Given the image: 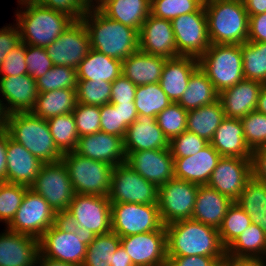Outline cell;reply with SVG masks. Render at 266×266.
<instances>
[{
    "mask_svg": "<svg viewBox=\"0 0 266 266\" xmlns=\"http://www.w3.org/2000/svg\"><path fill=\"white\" fill-rule=\"evenodd\" d=\"M165 228L167 256L226 257L216 228L193 219L180 220Z\"/></svg>",
    "mask_w": 266,
    "mask_h": 266,
    "instance_id": "cell-1",
    "label": "cell"
},
{
    "mask_svg": "<svg viewBox=\"0 0 266 266\" xmlns=\"http://www.w3.org/2000/svg\"><path fill=\"white\" fill-rule=\"evenodd\" d=\"M81 20L88 30L91 49L121 61L139 50V32L108 18L99 9L90 8Z\"/></svg>",
    "mask_w": 266,
    "mask_h": 266,
    "instance_id": "cell-2",
    "label": "cell"
},
{
    "mask_svg": "<svg viewBox=\"0 0 266 266\" xmlns=\"http://www.w3.org/2000/svg\"><path fill=\"white\" fill-rule=\"evenodd\" d=\"M211 44L247 42L249 15L242 0H204Z\"/></svg>",
    "mask_w": 266,
    "mask_h": 266,
    "instance_id": "cell-3",
    "label": "cell"
},
{
    "mask_svg": "<svg viewBox=\"0 0 266 266\" xmlns=\"http://www.w3.org/2000/svg\"><path fill=\"white\" fill-rule=\"evenodd\" d=\"M96 235L81 227H71L61 218L39 238V256L82 266L87 246Z\"/></svg>",
    "mask_w": 266,
    "mask_h": 266,
    "instance_id": "cell-4",
    "label": "cell"
},
{
    "mask_svg": "<svg viewBox=\"0 0 266 266\" xmlns=\"http://www.w3.org/2000/svg\"><path fill=\"white\" fill-rule=\"evenodd\" d=\"M6 130L13 140L44 164L61 161L63 154L54 143L47 120L32 112L12 113L9 114Z\"/></svg>",
    "mask_w": 266,
    "mask_h": 266,
    "instance_id": "cell-5",
    "label": "cell"
},
{
    "mask_svg": "<svg viewBox=\"0 0 266 266\" xmlns=\"http://www.w3.org/2000/svg\"><path fill=\"white\" fill-rule=\"evenodd\" d=\"M17 12L21 41L27 45L46 48L73 23V19L41 4H28Z\"/></svg>",
    "mask_w": 266,
    "mask_h": 266,
    "instance_id": "cell-6",
    "label": "cell"
},
{
    "mask_svg": "<svg viewBox=\"0 0 266 266\" xmlns=\"http://www.w3.org/2000/svg\"><path fill=\"white\" fill-rule=\"evenodd\" d=\"M198 61L218 93L244 79L241 45L211 44Z\"/></svg>",
    "mask_w": 266,
    "mask_h": 266,
    "instance_id": "cell-7",
    "label": "cell"
},
{
    "mask_svg": "<svg viewBox=\"0 0 266 266\" xmlns=\"http://www.w3.org/2000/svg\"><path fill=\"white\" fill-rule=\"evenodd\" d=\"M74 192L84 195L108 196L114 166L82 157L76 152L63 154Z\"/></svg>",
    "mask_w": 266,
    "mask_h": 266,
    "instance_id": "cell-8",
    "label": "cell"
},
{
    "mask_svg": "<svg viewBox=\"0 0 266 266\" xmlns=\"http://www.w3.org/2000/svg\"><path fill=\"white\" fill-rule=\"evenodd\" d=\"M60 218L69 226L85 228L96 236L112 231L111 202L108 196L75 193Z\"/></svg>",
    "mask_w": 266,
    "mask_h": 266,
    "instance_id": "cell-9",
    "label": "cell"
},
{
    "mask_svg": "<svg viewBox=\"0 0 266 266\" xmlns=\"http://www.w3.org/2000/svg\"><path fill=\"white\" fill-rule=\"evenodd\" d=\"M59 219L49 203L29 187L7 229L39 239Z\"/></svg>",
    "mask_w": 266,
    "mask_h": 266,
    "instance_id": "cell-10",
    "label": "cell"
},
{
    "mask_svg": "<svg viewBox=\"0 0 266 266\" xmlns=\"http://www.w3.org/2000/svg\"><path fill=\"white\" fill-rule=\"evenodd\" d=\"M159 188L128 164L113 168L108 198L111 203L158 204Z\"/></svg>",
    "mask_w": 266,
    "mask_h": 266,
    "instance_id": "cell-11",
    "label": "cell"
},
{
    "mask_svg": "<svg viewBox=\"0 0 266 266\" xmlns=\"http://www.w3.org/2000/svg\"><path fill=\"white\" fill-rule=\"evenodd\" d=\"M112 232L119 237L159 230L158 204L111 203Z\"/></svg>",
    "mask_w": 266,
    "mask_h": 266,
    "instance_id": "cell-12",
    "label": "cell"
},
{
    "mask_svg": "<svg viewBox=\"0 0 266 266\" xmlns=\"http://www.w3.org/2000/svg\"><path fill=\"white\" fill-rule=\"evenodd\" d=\"M30 188L40 194L59 217L66 212L75 195L67 168L62 161L43 164Z\"/></svg>",
    "mask_w": 266,
    "mask_h": 266,
    "instance_id": "cell-13",
    "label": "cell"
},
{
    "mask_svg": "<svg viewBox=\"0 0 266 266\" xmlns=\"http://www.w3.org/2000/svg\"><path fill=\"white\" fill-rule=\"evenodd\" d=\"M198 187L175 177L159 187L158 209L163 225L191 219Z\"/></svg>",
    "mask_w": 266,
    "mask_h": 266,
    "instance_id": "cell-14",
    "label": "cell"
},
{
    "mask_svg": "<svg viewBox=\"0 0 266 266\" xmlns=\"http://www.w3.org/2000/svg\"><path fill=\"white\" fill-rule=\"evenodd\" d=\"M180 56L200 58L211 45L204 4L196 11L171 20Z\"/></svg>",
    "mask_w": 266,
    "mask_h": 266,
    "instance_id": "cell-15",
    "label": "cell"
},
{
    "mask_svg": "<svg viewBox=\"0 0 266 266\" xmlns=\"http://www.w3.org/2000/svg\"><path fill=\"white\" fill-rule=\"evenodd\" d=\"M53 65L77 69L91 50L90 37L82 20L73 23L46 48Z\"/></svg>",
    "mask_w": 266,
    "mask_h": 266,
    "instance_id": "cell-16",
    "label": "cell"
},
{
    "mask_svg": "<svg viewBox=\"0 0 266 266\" xmlns=\"http://www.w3.org/2000/svg\"><path fill=\"white\" fill-rule=\"evenodd\" d=\"M120 244L134 266H166V228L157 231L120 237Z\"/></svg>",
    "mask_w": 266,
    "mask_h": 266,
    "instance_id": "cell-17",
    "label": "cell"
},
{
    "mask_svg": "<svg viewBox=\"0 0 266 266\" xmlns=\"http://www.w3.org/2000/svg\"><path fill=\"white\" fill-rule=\"evenodd\" d=\"M126 153V164L158 188L174 178L170 148Z\"/></svg>",
    "mask_w": 266,
    "mask_h": 266,
    "instance_id": "cell-18",
    "label": "cell"
},
{
    "mask_svg": "<svg viewBox=\"0 0 266 266\" xmlns=\"http://www.w3.org/2000/svg\"><path fill=\"white\" fill-rule=\"evenodd\" d=\"M250 178V159L222 156L207 185L235 202Z\"/></svg>",
    "mask_w": 266,
    "mask_h": 266,
    "instance_id": "cell-19",
    "label": "cell"
},
{
    "mask_svg": "<svg viewBox=\"0 0 266 266\" xmlns=\"http://www.w3.org/2000/svg\"><path fill=\"white\" fill-rule=\"evenodd\" d=\"M139 50L167 59L179 57L171 21L149 14L139 31Z\"/></svg>",
    "mask_w": 266,
    "mask_h": 266,
    "instance_id": "cell-20",
    "label": "cell"
},
{
    "mask_svg": "<svg viewBox=\"0 0 266 266\" xmlns=\"http://www.w3.org/2000/svg\"><path fill=\"white\" fill-rule=\"evenodd\" d=\"M82 157L117 166L126 162L123 138L99 131L80 136L74 150Z\"/></svg>",
    "mask_w": 266,
    "mask_h": 266,
    "instance_id": "cell-21",
    "label": "cell"
},
{
    "mask_svg": "<svg viewBox=\"0 0 266 266\" xmlns=\"http://www.w3.org/2000/svg\"><path fill=\"white\" fill-rule=\"evenodd\" d=\"M39 239L10 231L0 234V266H37Z\"/></svg>",
    "mask_w": 266,
    "mask_h": 266,
    "instance_id": "cell-22",
    "label": "cell"
},
{
    "mask_svg": "<svg viewBox=\"0 0 266 266\" xmlns=\"http://www.w3.org/2000/svg\"><path fill=\"white\" fill-rule=\"evenodd\" d=\"M6 156V182L31 187L44 163L13 140L8 131Z\"/></svg>",
    "mask_w": 266,
    "mask_h": 266,
    "instance_id": "cell-23",
    "label": "cell"
},
{
    "mask_svg": "<svg viewBox=\"0 0 266 266\" xmlns=\"http://www.w3.org/2000/svg\"><path fill=\"white\" fill-rule=\"evenodd\" d=\"M264 84L258 81L243 79L232 87L219 93L225 117L241 119L256 110L259 93Z\"/></svg>",
    "mask_w": 266,
    "mask_h": 266,
    "instance_id": "cell-24",
    "label": "cell"
},
{
    "mask_svg": "<svg viewBox=\"0 0 266 266\" xmlns=\"http://www.w3.org/2000/svg\"><path fill=\"white\" fill-rule=\"evenodd\" d=\"M125 152L169 148V140L158 126L156 117L137 115L123 138Z\"/></svg>",
    "mask_w": 266,
    "mask_h": 266,
    "instance_id": "cell-25",
    "label": "cell"
},
{
    "mask_svg": "<svg viewBox=\"0 0 266 266\" xmlns=\"http://www.w3.org/2000/svg\"><path fill=\"white\" fill-rule=\"evenodd\" d=\"M221 157L209 143L193 156L174 158V177L197 185H207Z\"/></svg>",
    "mask_w": 266,
    "mask_h": 266,
    "instance_id": "cell-26",
    "label": "cell"
},
{
    "mask_svg": "<svg viewBox=\"0 0 266 266\" xmlns=\"http://www.w3.org/2000/svg\"><path fill=\"white\" fill-rule=\"evenodd\" d=\"M0 93L9 114L31 112L38 96L36 80L29 74L0 77Z\"/></svg>",
    "mask_w": 266,
    "mask_h": 266,
    "instance_id": "cell-27",
    "label": "cell"
},
{
    "mask_svg": "<svg viewBox=\"0 0 266 266\" xmlns=\"http://www.w3.org/2000/svg\"><path fill=\"white\" fill-rule=\"evenodd\" d=\"M199 67L198 58L179 56L167 59L159 84L172 103H177L188 87L191 74Z\"/></svg>",
    "mask_w": 266,
    "mask_h": 266,
    "instance_id": "cell-28",
    "label": "cell"
},
{
    "mask_svg": "<svg viewBox=\"0 0 266 266\" xmlns=\"http://www.w3.org/2000/svg\"><path fill=\"white\" fill-rule=\"evenodd\" d=\"M233 202L208 185H199L191 219L219 229Z\"/></svg>",
    "mask_w": 266,
    "mask_h": 266,
    "instance_id": "cell-29",
    "label": "cell"
},
{
    "mask_svg": "<svg viewBox=\"0 0 266 266\" xmlns=\"http://www.w3.org/2000/svg\"><path fill=\"white\" fill-rule=\"evenodd\" d=\"M166 60L137 50L122 61V74L136 86L157 83Z\"/></svg>",
    "mask_w": 266,
    "mask_h": 266,
    "instance_id": "cell-30",
    "label": "cell"
},
{
    "mask_svg": "<svg viewBox=\"0 0 266 266\" xmlns=\"http://www.w3.org/2000/svg\"><path fill=\"white\" fill-rule=\"evenodd\" d=\"M210 144L221 155L250 159L251 150L245 143L240 119L226 118L215 130Z\"/></svg>",
    "mask_w": 266,
    "mask_h": 266,
    "instance_id": "cell-31",
    "label": "cell"
},
{
    "mask_svg": "<svg viewBox=\"0 0 266 266\" xmlns=\"http://www.w3.org/2000/svg\"><path fill=\"white\" fill-rule=\"evenodd\" d=\"M76 70L78 80L112 83L122 74V61L91 49Z\"/></svg>",
    "mask_w": 266,
    "mask_h": 266,
    "instance_id": "cell-32",
    "label": "cell"
},
{
    "mask_svg": "<svg viewBox=\"0 0 266 266\" xmlns=\"http://www.w3.org/2000/svg\"><path fill=\"white\" fill-rule=\"evenodd\" d=\"M151 0H109L99 10L108 18L140 31L150 14Z\"/></svg>",
    "mask_w": 266,
    "mask_h": 266,
    "instance_id": "cell-33",
    "label": "cell"
},
{
    "mask_svg": "<svg viewBox=\"0 0 266 266\" xmlns=\"http://www.w3.org/2000/svg\"><path fill=\"white\" fill-rule=\"evenodd\" d=\"M76 89H60L38 93L31 111L35 116L48 120L58 115L72 113L77 105Z\"/></svg>",
    "mask_w": 266,
    "mask_h": 266,
    "instance_id": "cell-34",
    "label": "cell"
},
{
    "mask_svg": "<svg viewBox=\"0 0 266 266\" xmlns=\"http://www.w3.org/2000/svg\"><path fill=\"white\" fill-rule=\"evenodd\" d=\"M219 93L206 73L198 67L188 80V87L177 102L182 108L189 111L218 100Z\"/></svg>",
    "mask_w": 266,
    "mask_h": 266,
    "instance_id": "cell-35",
    "label": "cell"
},
{
    "mask_svg": "<svg viewBox=\"0 0 266 266\" xmlns=\"http://www.w3.org/2000/svg\"><path fill=\"white\" fill-rule=\"evenodd\" d=\"M224 119L225 113L221 101L218 99L209 105L189 110L186 130L210 142L214 136L215 130Z\"/></svg>",
    "mask_w": 266,
    "mask_h": 266,
    "instance_id": "cell-36",
    "label": "cell"
},
{
    "mask_svg": "<svg viewBox=\"0 0 266 266\" xmlns=\"http://www.w3.org/2000/svg\"><path fill=\"white\" fill-rule=\"evenodd\" d=\"M235 202L266 233V185L251 177Z\"/></svg>",
    "mask_w": 266,
    "mask_h": 266,
    "instance_id": "cell-37",
    "label": "cell"
},
{
    "mask_svg": "<svg viewBox=\"0 0 266 266\" xmlns=\"http://www.w3.org/2000/svg\"><path fill=\"white\" fill-rule=\"evenodd\" d=\"M264 255L266 256V233L253 223L226 248V256L266 258Z\"/></svg>",
    "mask_w": 266,
    "mask_h": 266,
    "instance_id": "cell-38",
    "label": "cell"
},
{
    "mask_svg": "<svg viewBox=\"0 0 266 266\" xmlns=\"http://www.w3.org/2000/svg\"><path fill=\"white\" fill-rule=\"evenodd\" d=\"M134 104L138 115L156 117L166 107L172 104L159 82L136 87Z\"/></svg>",
    "mask_w": 266,
    "mask_h": 266,
    "instance_id": "cell-39",
    "label": "cell"
},
{
    "mask_svg": "<svg viewBox=\"0 0 266 266\" xmlns=\"http://www.w3.org/2000/svg\"><path fill=\"white\" fill-rule=\"evenodd\" d=\"M244 79L265 83L266 43L247 41L241 44Z\"/></svg>",
    "mask_w": 266,
    "mask_h": 266,
    "instance_id": "cell-40",
    "label": "cell"
},
{
    "mask_svg": "<svg viewBox=\"0 0 266 266\" xmlns=\"http://www.w3.org/2000/svg\"><path fill=\"white\" fill-rule=\"evenodd\" d=\"M50 133L58 150L62 153L73 152L78 142V131L72 113L58 115L47 120Z\"/></svg>",
    "mask_w": 266,
    "mask_h": 266,
    "instance_id": "cell-41",
    "label": "cell"
},
{
    "mask_svg": "<svg viewBox=\"0 0 266 266\" xmlns=\"http://www.w3.org/2000/svg\"><path fill=\"white\" fill-rule=\"evenodd\" d=\"M120 246V237L114 232L97 235L87 246L82 266H111L112 256Z\"/></svg>",
    "mask_w": 266,
    "mask_h": 266,
    "instance_id": "cell-42",
    "label": "cell"
},
{
    "mask_svg": "<svg viewBox=\"0 0 266 266\" xmlns=\"http://www.w3.org/2000/svg\"><path fill=\"white\" fill-rule=\"evenodd\" d=\"M251 224L250 216L236 202H233L218 229L222 245L227 248Z\"/></svg>",
    "mask_w": 266,
    "mask_h": 266,
    "instance_id": "cell-43",
    "label": "cell"
},
{
    "mask_svg": "<svg viewBox=\"0 0 266 266\" xmlns=\"http://www.w3.org/2000/svg\"><path fill=\"white\" fill-rule=\"evenodd\" d=\"M77 70L69 66L54 65L36 79L38 93L60 89H76Z\"/></svg>",
    "mask_w": 266,
    "mask_h": 266,
    "instance_id": "cell-44",
    "label": "cell"
},
{
    "mask_svg": "<svg viewBox=\"0 0 266 266\" xmlns=\"http://www.w3.org/2000/svg\"><path fill=\"white\" fill-rule=\"evenodd\" d=\"M188 111L172 103L156 116L158 126L169 142L186 131Z\"/></svg>",
    "mask_w": 266,
    "mask_h": 266,
    "instance_id": "cell-45",
    "label": "cell"
},
{
    "mask_svg": "<svg viewBox=\"0 0 266 266\" xmlns=\"http://www.w3.org/2000/svg\"><path fill=\"white\" fill-rule=\"evenodd\" d=\"M203 4L204 0H151L150 14L171 21L183 14L196 12Z\"/></svg>",
    "mask_w": 266,
    "mask_h": 266,
    "instance_id": "cell-46",
    "label": "cell"
},
{
    "mask_svg": "<svg viewBox=\"0 0 266 266\" xmlns=\"http://www.w3.org/2000/svg\"><path fill=\"white\" fill-rule=\"evenodd\" d=\"M111 86L107 81L78 80L77 102L93 106L110 103Z\"/></svg>",
    "mask_w": 266,
    "mask_h": 266,
    "instance_id": "cell-47",
    "label": "cell"
},
{
    "mask_svg": "<svg viewBox=\"0 0 266 266\" xmlns=\"http://www.w3.org/2000/svg\"><path fill=\"white\" fill-rule=\"evenodd\" d=\"M29 187L4 182L0 188V221L8 225L21 205L26 190Z\"/></svg>",
    "mask_w": 266,
    "mask_h": 266,
    "instance_id": "cell-48",
    "label": "cell"
},
{
    "mask_svg": "<svg viewBox=\"0 0 266 266\" xmlns=\"http://www.w3.org/2000/svg\"><path fill=\"white\" fill-rule=\"evenodd\" d=\"M240 121L243 126L245 143L251 151L266 146V115L254 110Z\"/></svg>",
    "mask_w": 266,
    "mask_h": 266,
    "instance_id": "cell-49",
    "label": "cell"
},
{
    "mask_svg": "<svg viewBox=\"0 0 266 266\" xmlns=\"http://www.w3.org/2000/svg\"><path fill=\"white\" fill-rule=\"evenodd\" d=\"M72 114L75 118L79 137L101 131L100 106L77 103Z\"/></svg>",
    "mask_w": 266,
    "mask_h": 266,
    "instance_id": "cell-50",
    "label": "cell"
},
{
    "mask_svg": "<svg viewBox=\"0 0 266 266\" xmlns=\"http://www.w3.org/2000/svg\"><path fill=\"white\" fill-rule=\"evenodd\" d=\"M210 142L190 131H184L169 142L173 158L193 156L200 152Z\"/></svg>",
    "mask_w": 266,
    "mask_h": 266,
    "instance_id": "cell-51",
    "label": "cell"
},
{
    "mask_svg": "<svg viewBox=\"0 0 266 266\" xmlns=\"http://www.w3.org/2000/svg\"><path fill=\"white\" fill-rule=\"evenodd\" d=\"M25 60L27 64V74L32 76L35 80L54 66L52 60L47 55L46 49L39 46L26 44Z\"/></svg>",
    "mask_w": 266,
    "mask_h": 266,
    "instance_id": "cell-52",
    "label": "cell"
},
{
    "mask_svg": "<svg viewBox=\"0 0 266 266\" xmlns=\"http://www.w3.org/2000/svg\"><path fill=\"white\" fill-rule=\"evenodd\" d=\"M101 131L107 134L125 137L127 126L122 122L121 108H115L111 103L100 106Z\"/></svg>",
    "mask_w": 266,
    "mask_h": 266,
    "instance_id": "cell-53",
    "label": "cell"
},
{
    "mask_svg": "<svg viewBox=\"0 0 266 266\" xmlns=\"http://www.w3.org/2000/svg\"><path fill=\"white\" fill-rule=\"evenodd\" d=\"M26 44L21 42L14 47L5 57L0 65L1 77L18 76L27 74V64L25 60Z\"/></svg>",
    "mask_w": 266,
    "mask_h": 266,
    "instance_id": "cell-54",
    "label": "cell"
},
{
    "mask_svg": "<svg viewBox=\"0 0 266 266\" xmlns=\"http://www.w3.org/2000/svg\"><path fill=\"white\" fill-rule=\"evenodd\" d=\"M39 4L70 16L74 21L81 20L91 8L89 0H39Z\"/></svg>",
    "mask_w": 266,
    "mask_h": 266,
    "instance_id": "cell-55",
    "label": "cell"
},
{
    "mask_svg": "<svg viewBox=\"0 0 266 266\" xmlns=\"http://www.w3.org/2000/svg\"><path fill=\"white\" fill-rule=\"evenodd\" d=\"M136 85L121 74L112 82L110 103H134Z\"/></svg>",
    "mask_w": 266,
    "mask_h": 266,
    "instance_id": "cell-56",
    "label": "cell"
},
{
    "mask_svg": "<svg viewBox=\"0 0 266 266\" xmlns=\"http://www.w3.org/2000/svg\"><path fill=\"white\" fill-rule=\"evenodd\" d=\"M21 42V33L18 26H7L0 29V65L6 55Z\"/></svg>",
    "mask_w": 266,
    "mask_h": 266,
    "instance_id": "cell-57",
    "label": "cell"
},
{
    "mask_svg": "<svg viewBox=\"0 0 266 266\" xmlns=\"http://www.w3.org/2000/svg\"><path fill=\"white\" fill-rule=\"evenodd\" d=\"M166 266H214L225 257L206 256H167Z\"/></svg>",
    "mask_w": 266,
    "mask_h": 266,
    "instance_id": "cell-58",
    "label": "cell"
},
{
    "mask_svg": "<svg viewBox=\"0 0 266 266\" xmlns=\"http://www.w3.org/2000/svg\"><path fill=\"white\" fill-rule=\"evenodd\" d=\"M250 162L251 177L266 185V146L253 149Z\"/></svg>",
    "mask_w": 266,
    "mask_h": 266,
    "instance_id": "cell-59",
    "label": "cell"
},
{
    "mask_svg": "<svg viewBox=\"0 0 266 266\" xmlns=\"http://www.w3.org/2000/svg\"><path fill=\"white\" fill-rule=\"evenodd\" d=\"M247 41L266 43V13L249 16Z\"/></svg>",
    "mask_w": 266,
    "mask_h": 266,
    "instance_id": "cell-60",
    "label": "cell"
},
{
    "mask_svg": "<svg viewBox=\"0 0 266 266\" xmlns=\"http://www.w3.org/2000/svg\"><path fill=\"white\" fill-rule=\"evenodd\" d=\"M115 108H121L122 122L129 127L138 115L137 109L134 103H111Z\"/></svg>",
    "mask_w": 266,
    "mask_h": 266,
    "instance_id": "cell-61",
    "label": "cell"
},
{
    "mask_svg": "<svg viewBox=\"0 0 266 266\" xmlns=\"http://www.w3.org/2000/svg\"><path fill=\"white\" fill-rule=\"evenodd\" d=\"M265 259L226 256L228 266H266Z\"/></svg>",
    "mask_w": 266,
    "mask_h": 266,
    "instance_id": "cell-62",
    "label": "cell"
},
{
    "mask_svg": "<svg viewBox=\"0 0 266 266\" xmlns=\"http://www.w3.org/2000/svg\"><path fill=\"white\" fill-rule=\"evenodd\" d=\"M7 130L0 131V180L6 182V165H7Z\"/></svg>",
    "mask_w": 266,
    "mask_h": 266,
    "instance_id": "cell-63",
    "label": "cell"
},
{
    "mask_svg": "<svg viewBox=\"0 0 266 266\" xmlns=\"http://www.w3.org/2000/svg\"><path fill=\"white\" fill-rule=\"evenodd\" d=\"M249 16L266 13V0H242Z\"/></svg>",
    "mask_w": 266,
    "mask_h": 266,
    "instance_id": "cell-64",
    "label": "cell"
},
{
    "mask_svg": "<svg viewBox=\"0 0 266 266\" xmlns=\"http://www.w3.org/2000/svg\"><path fill=\"white\" fill-rule=\"evenodd\" d=\"M111 266H134L121 244L112 256Z\"/></svg>",
    "mask_w": 266,
    "mask_h": 266,
    "instance_id": "cell-65",
    "label": "cell"
},
{
    "mask_svg": "<svg viewBox=\"0 0 266 266\" xmlns=\"http://www.w3.org/2000/svg\"><path fill=\"white\" fill-rule=\"evenodd\" d=\"M37 264L38 266H77L71 263H64L50 258H44L43 256H38Z\"/></svg>",
    "mask_w": 266,
    "mask_h": 266,
    "instance_id": "cell-66",
    "label": "cell"
},
{
    "mask_svg": "<svg viewBox=\"0 0 266 266\" xmlns=\"http://www.w3.org/2000/svg\"><path fill=\"white\" fill-rule=\"evenodd\" d=\"M2 102L3 99H0V131L7 129V123L9 118V113L6 110L5 104Z\"/></svg>",
    "mask_w": 266,
    "mask_h": 266,
    "instance_id": "cell-67",
    "label": "cell"
},
{
    "mask_svg": "<svg viewBox=\"0 0 266 266\" xmlns=\"http://www.w3.org/2000/svg\"><path fill=\"white\" fill-rule=\"evenodd\" d=\"M256 110L266 115V85L263 86L259 93L258 105Z\"/></svg>",
    "mask_w": 266,
    "mask_h": 266,
    "instance_id": "cell-68",
    "label": "cell"
},
{
    "mask_svg": "<svg viewBox=\"0 0 266 266\" xmlns=\"http://www.w3.org/2000/svg\"><path fill=\"white\" fill-rule=\"evenodd\" d=\"M108 1L109 0H89V3H90L91 8L100 9Z\"/></svg>",
    "mask_w": 266,
    "mask_h": 266,
    "instance_id": "cell-69",
    "label": "cell"
},
{
    "mask_svg": "<svg viewBox=\"0 0 266 266\" xmlns=\"http://www.w3.org/2000/svg\"><path fill=\"white\" fill-rule=\"evenodd\" d=\"M20 2L19 4L22 6L28 5V4H39V0H18Z\"/></svg>",
    "mask_w": 266,
    "mask_h": 266,
    "instance_id": "cell-70",
    "label": "cell"
},
{
    "mask_svg": "<svg viewBox=\"0 0 266 266\" xmlns=\"http://www.w3.org/2000/svg\"><path fill=\"white\" fill-rule=\"evenodd\" d=\"M214 266H228L226 257L224 259L219 260Z\"/></svg>",
    "mask_w": 266,
    "mask_h": 266,
    "instance_id": "cell-71",
    "label": "cell"
},
{
    "mask_svg": "<svg viewBox=\"0 0 266 266\" xmlns=\"http://www.w3.org/2000/svg\"><path fill=\"white\" fill-rule=\"evenodd\" d=\"M4 182L0 180V188H1V185L3 184Z\"/></svg>",
    "mask_w": 266,
    "mask_h": 266,
    "instance_id": "cell-72",
    "label": "cell"
}]
</instances>
